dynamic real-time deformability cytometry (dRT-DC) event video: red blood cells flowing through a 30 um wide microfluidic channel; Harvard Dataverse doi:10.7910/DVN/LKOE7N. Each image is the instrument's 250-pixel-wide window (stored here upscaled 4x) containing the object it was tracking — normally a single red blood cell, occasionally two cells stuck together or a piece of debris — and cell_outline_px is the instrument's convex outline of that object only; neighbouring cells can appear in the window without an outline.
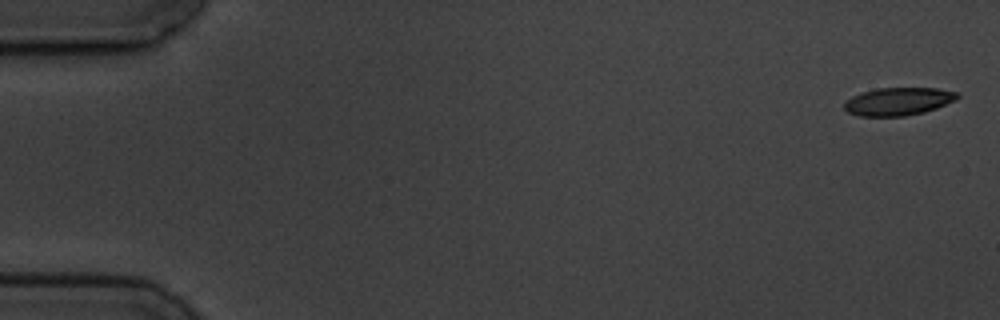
{"species": "common noctule bat (a hibernating species)", "species_latin": "Nyctalus noctula", "temperature_condition": "cold", "stored_images_in_passage": 8, "camera_frame_rate_fps": 3000, "um_per_image_px": 0.085, "animal": {"sex": "male", "body_mass_g": 19.5, "forearm_length_mm": 54.6}, "frame": {"image": 1, "passage_image": 1, "time_ms": 0.0, "image_size_px": [1000, 320], "cell_outline_px": [[960, 96], [956, 100], [936, 108], [924, 112], [904, 116], [860, 116], [848, 112], [844, 108], [844, 104], [852, 96], [860, 92], [876, 88], [936, 88], [956, 92]], "centroid_in_image_um": [76.35, 8.62], "position_along_channel_um": 8.7, "area_um2": 18.32}}
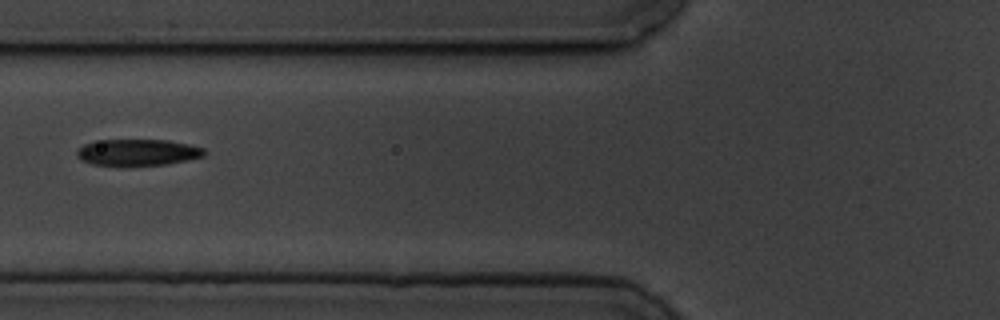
{"frame": {"image": 2, "passage_image": 7, "time_ms": 7.0, "image_size_px": [1000, 320], "cell_outline_px": [[208, 152], [204, 156], [168, 164], [92, 164], [76, 156], [76, 152], [84, 144], [104, 140], [168, 140], [188, 144], [204, 148]], "centroid_in_image_um": [11.77, 12.93], "position_along_channel_um": 114.0, "area_um2": 19.07}}
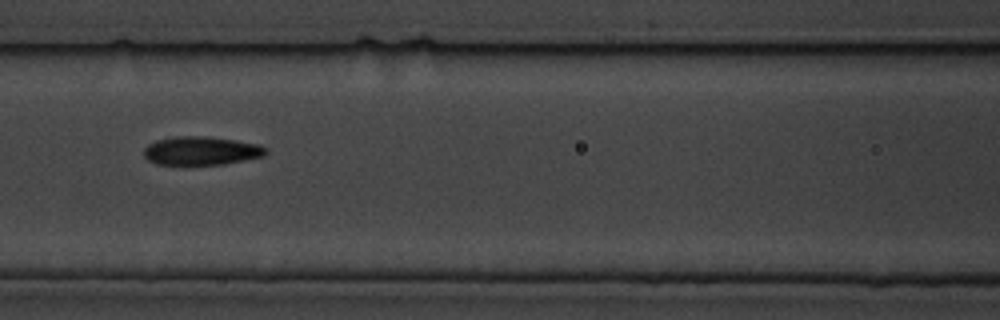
{"frame": {"image": 3, "passage_image": 8, "time_ms": 8.0, "image_size_px": [1000, 320], "cell_outline_px": [[268, 152], [264, 156], [224, 164], [156, 164], [148, 160], [144, 156], [144, 148], [148, 144], [156, 140], [180, 136], [204, 136], [236, 140], [260, 144], [268, 148]], "centroid_in_image_um": [17.14, 12.81], "position_along_channel_um": 149.5, "area_um2": 20.29}}